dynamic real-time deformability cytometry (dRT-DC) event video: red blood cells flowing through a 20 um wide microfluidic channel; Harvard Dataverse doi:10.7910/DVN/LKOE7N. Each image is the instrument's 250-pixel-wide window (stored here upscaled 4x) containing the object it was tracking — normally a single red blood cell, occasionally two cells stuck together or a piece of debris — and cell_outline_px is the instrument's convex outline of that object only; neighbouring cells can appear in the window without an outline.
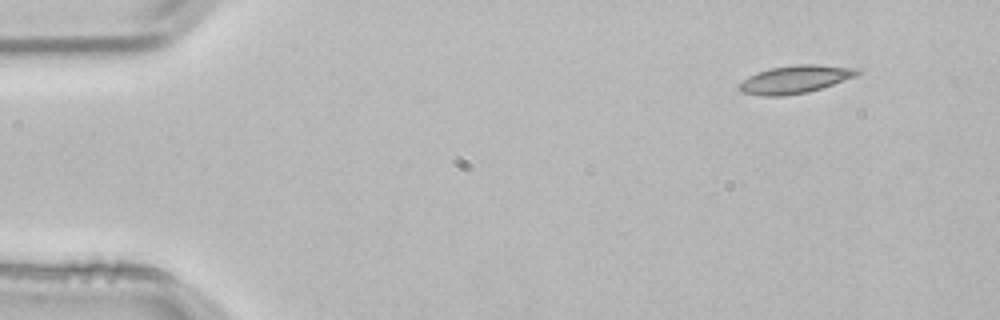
{"species": "common noctule bat (a hibernating species)", "species_latin": "Nyctalus noctula", "temperature_condition": "room temperature", "stored_images_in_passage": 3, "segment_of_instrument_passage": [1, 2], "camera_frame_rate_fps": 3000, "um_per_image_px": 0.085, "animal": {"sex": "male", "body_mass_g": 21.5, "forearm_length_mm": 52.0}, "frame": {"image": 1, "passage_image": 1, "time_ms": 0.0, "image_size_px": [1000, 320], "cell_outline_px": [[860, 72], [856, 76], [808, 92], [780, 96], [760, 96], [740, 92], [736, 84], [748, 76], [756, 72], [772, 68], [796, 64], [816, 64], [860, 68]], "centroid_in_image_um": [67.53, 6.74], "position_along_channel_um": 17.5, "area_um2": 19.31}}